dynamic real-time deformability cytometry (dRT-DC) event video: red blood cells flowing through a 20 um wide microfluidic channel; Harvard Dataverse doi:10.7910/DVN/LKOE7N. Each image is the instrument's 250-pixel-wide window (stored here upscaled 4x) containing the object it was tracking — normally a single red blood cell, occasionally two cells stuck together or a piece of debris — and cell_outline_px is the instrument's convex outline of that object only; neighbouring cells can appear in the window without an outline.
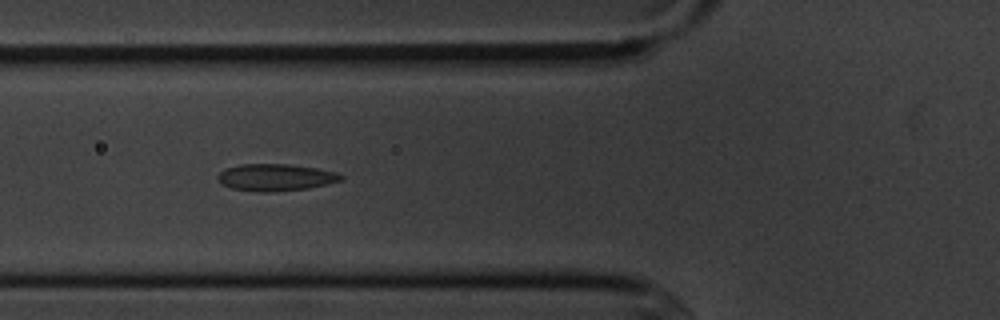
{"species": "common noctule bat (a hibernating species)", "species_latin": "Nyctalus noctula", "temperature_condition": "cold", "stored_images_in_passage": 6, "camera_frame_rate_fps": 3000, "um_per_image_px": 0.085, "animal": {"sex": "male", "body_mass_g": 20.1, "forearm_length_mm": 53.5}, "frame": {"image": 1, "passage_image": 4, "time_ms": 3.667, "image_size_px": [1000, 320], "cell_outline_px": [[344, 180], [328, 184], [308, 188], [276, 192], [260, 192], [232, 188], [224, 184], [216, 176], [220, 172], [228, 168], [240, 164], [288, 164], [316, 168], [336, 172], [344, 176]], "centroid_in_image_um": [23.48, 15.08], "position_along_channel_um": 102.3, "area_um2": 19.31}}
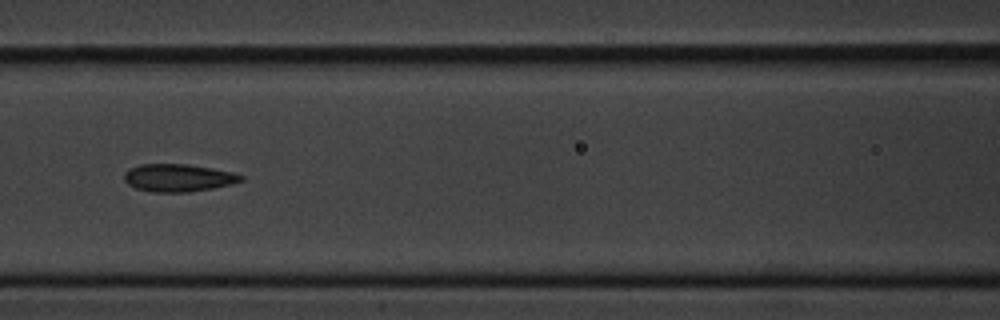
{"frame": {"image": 2, "passage_image": 5, "time_ms": 5.0, "image_size_px": [1000, 320], "cell_outline_px": [[244, 180], [232, 184], [212, 188], [188, 192], [152, 192], [136, 188], [128, 184], [124, 180], [124, 172], [128, 168], [140, 164], [188, 164], [212, 168], [232, 172], [244, 176]], "centroid_in_image_um": [15.14, 15.11], "position_along_channel_um": 151.5, "area_um2": 18.9}}
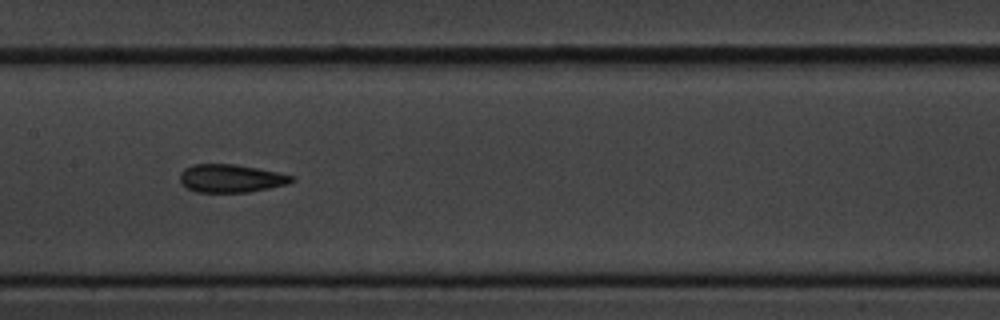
{"frame": {"image": 3, "passage_image": 6, "time_ms": 6.0, "image_size_px": [1000, 320], "cell_outline_px": [[296, 180], [288, 184], [248, 192], [196, 192], [180, 184], [180, 172], [184, 168], [192, 164], [232, 164], [256, 168], [296, 176]], "centroid_in_image_um": [19.61, 15.16], "position_along_channel_um": 187.8, "area_um2": 18.32}}